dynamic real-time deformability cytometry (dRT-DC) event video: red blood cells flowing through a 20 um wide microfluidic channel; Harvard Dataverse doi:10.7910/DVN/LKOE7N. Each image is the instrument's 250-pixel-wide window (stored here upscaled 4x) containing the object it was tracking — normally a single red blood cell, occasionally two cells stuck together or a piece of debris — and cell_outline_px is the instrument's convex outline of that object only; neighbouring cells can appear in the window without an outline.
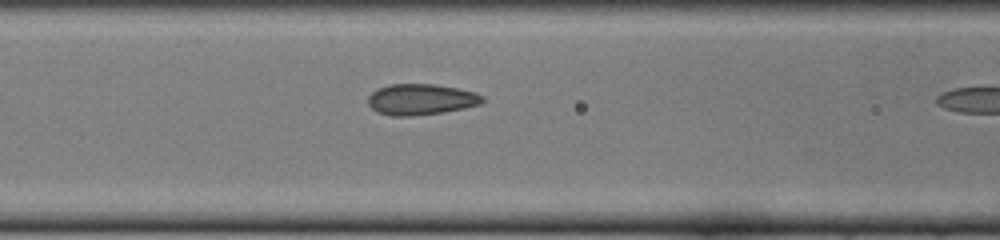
{"species": "common noctule bat (a hibernating species)", "species_latin": "Nyctalus noctula", "temperature_condition": "cold", "stored_images_in_passage": 7, "camera_frame_rate_fps": 3000, "um_per_image_px": 0.085, "animal": {"sex": "female", "body_mass_g": 22.0, "forearm_length_mm": 56.7}, "frame": {"image": 1, "passage_image": 6, "time_ms": 1.667, "image_size_px": [1000, 240], "cell_outline_px": [[484, 100], [480, 104], [464, 108], [444, 112], [412, 116], [392, 116], [376, 112], [368, 104], [368, 96], [372, 92], [380, 88], [392, 84], [436, 84], [476, 92], [484, 96]], "centroid_in_image_um": [35.79, 8.45], "position_along_channel_um": 130.8, "area_um2": 20.69}}